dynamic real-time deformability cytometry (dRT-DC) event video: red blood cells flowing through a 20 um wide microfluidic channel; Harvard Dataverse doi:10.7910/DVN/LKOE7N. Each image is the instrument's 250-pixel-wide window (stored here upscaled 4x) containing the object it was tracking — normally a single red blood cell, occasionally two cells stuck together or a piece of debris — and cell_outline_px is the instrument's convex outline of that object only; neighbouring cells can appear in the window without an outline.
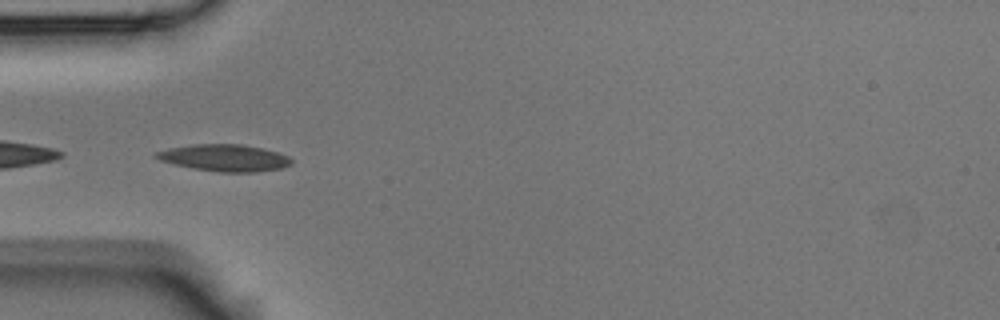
{"species": "Egyptian fruit bat (a non-hibernating species)", "species_latin": "Rousettus aegyptiacus", "temperature_condition": "room temperature", "stored_images_in_passage": 9, "camera_frame_rate_fps": 3000, "um_per_image_px": 0.085, "animal": {"sex": "male"}, "frame": {"image": 1, "passage_image": 4, "time_ms": 1.0, "image_size_px": [1000, 320], "cell_outline_px": [[292, 164], [280, 168], [256, 172], [220, 172], [192, 168], [160, 160], [152, 156], [156, 152], [168, 148], [192, 144], [240, 144], [264, 148], [280, 152], [288, 156], [292, 160]], "centroid_in_image_um": [19.1, 13.41], "position_along_channel_um": 65.9, "area_um2": 21.21}}
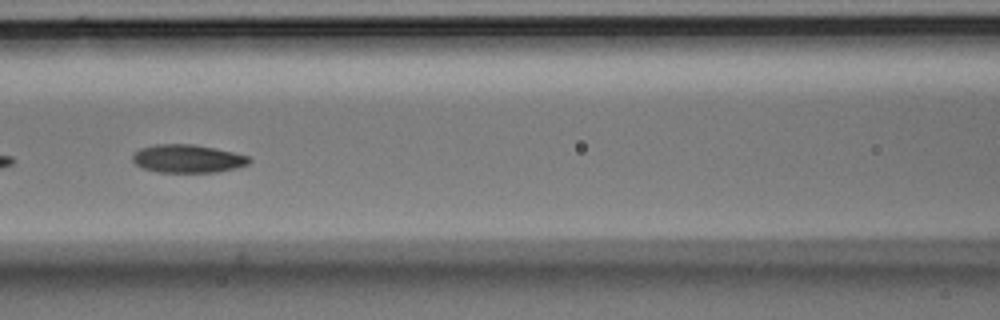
{"frame": {"image": 2, "passage_image": 6, "time_ms": 1.667, "image_size_px": [1000, 320], "cell_outline_px": [[252, 160], [248, 164], [236, 168], [216, 172], [160, 172], [144, 168], [136, 164], [132, 160], [132, 152], [140, 148], [156, 144], [192, 144], [216, 148], [248, 156]], "centroid_in_image_um": [15.93, 13.48], "position_along_channel_um": 150.7, "area_um2": 19.13}}
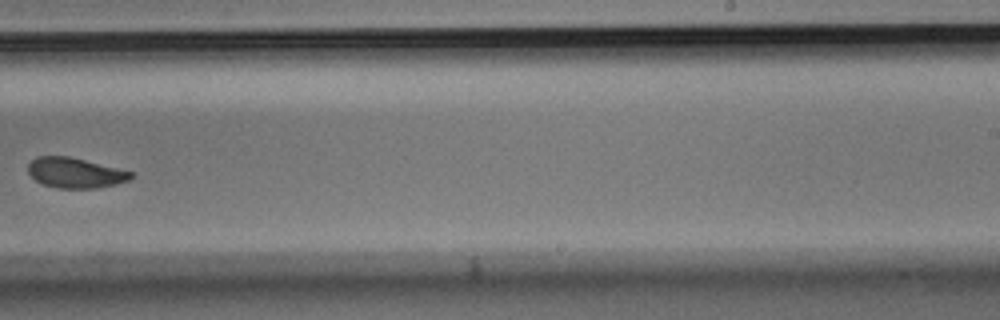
{"frame": {"image": 3, "passage_image": 9, "time_ms": 2.667, "image_size_px": [1000, 320], "cell_outline_px": [[136, 176], [128, 180], [116, 184], [96, 188], [56, 188], [44, 184], [36, 180], [28, 172], [28, 164], [36, 156], [68, 156], [132, 172]], "centroid_in_image_um": [6.38, 14.69], "position_along_channel_um": 282.6, "area_um2": 17.92}}